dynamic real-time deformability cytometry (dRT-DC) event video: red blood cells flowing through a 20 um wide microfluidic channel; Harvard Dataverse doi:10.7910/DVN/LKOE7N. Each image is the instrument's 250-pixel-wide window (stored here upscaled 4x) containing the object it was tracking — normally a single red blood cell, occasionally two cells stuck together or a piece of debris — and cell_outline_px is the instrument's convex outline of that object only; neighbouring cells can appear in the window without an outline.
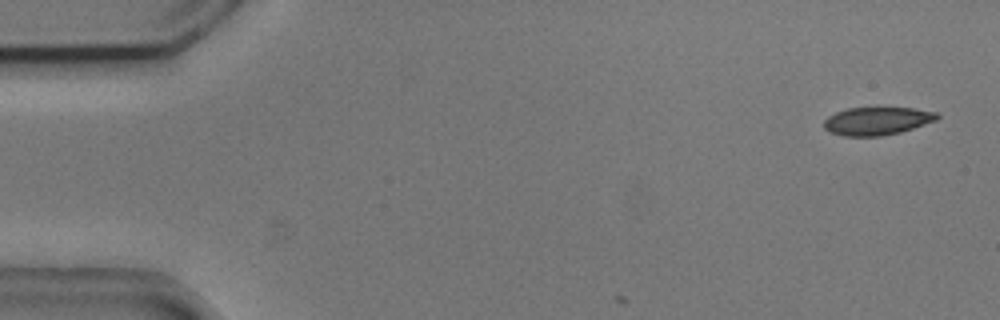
{"species": "common noctule bat (a hibernating species)", "species_latin": "Nyctalus noctula", "temperature_condition": "cold", "stored_images_in_passage": 5, "camera_frame_rate_fps": 3000, "um_per_image_px": 0.085, "animal": {"sex": "male", "body_mass_g": 20.5, "forearm_length_mm": 52.5}, "frame": {"image": 1, "passage_image": 1, "time_ms": 0.0, "image_size_px": [1000, 320], "cell_outline_px": [[940, 116], [936, 120], [900, 132], [880, 136], [844, 136], [828, 132], [824, 128], [824, 120], [828, 116], [836, 112], [848, 108], [916, 108], [940, 112]], "centroid_in_image_um": [74.55, 10.28], "position_along_channel_um": 10.4, "area_um2": 18.5}}
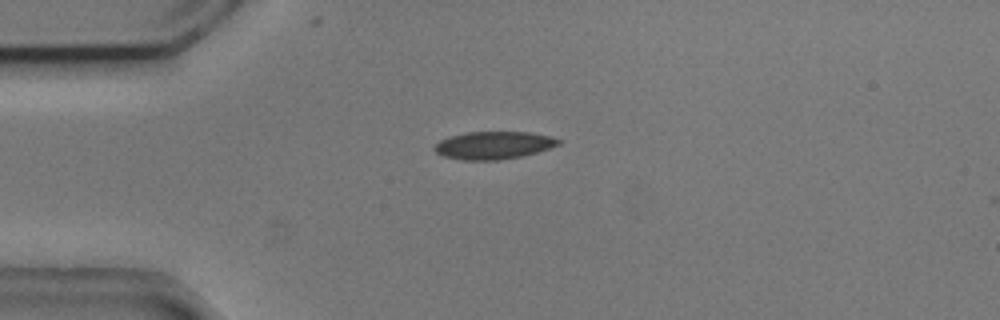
{"frame": {"image": 2, "passage_image": 4, "time_ms": 1.0, "image_size_px": [1000, 320], "cell_outline_px": [[560, 144], [536, 152], [520, 156], [496, 160], [464, 160], [444, 156], [436, 152], [432, 148], [440, 140], [452, 136], [468, 132], [528, 132], [548, 136], [560, 140]], "centroid_in_image_um": [41.92, 12.35], "position_along_channel_um": 43.1, "area_um2": 19.59}}